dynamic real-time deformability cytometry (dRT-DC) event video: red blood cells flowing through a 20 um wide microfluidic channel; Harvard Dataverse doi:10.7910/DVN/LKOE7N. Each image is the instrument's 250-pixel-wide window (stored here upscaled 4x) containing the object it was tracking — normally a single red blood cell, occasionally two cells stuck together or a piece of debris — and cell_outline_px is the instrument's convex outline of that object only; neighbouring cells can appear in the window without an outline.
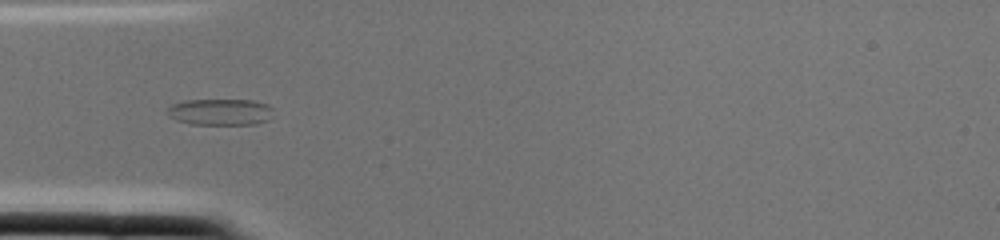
{"species": "common noctule bat (a hibernating species)", "species_latin": "Nyctalus noctula", "temperature_condition": "cold", "stored_images_in_passage": 2, "camera_frame_rate_fps": 3000, "um_per_image_px": 0.085, "animal": {"sex": "female", "body_mass_g": 22.0, "forearm_length_mm": 56.7}, "frame": {"image": 1, "passage_image": 2, "time_ms": 0.333, "image_size_px": [1000, 240], "cell_outline_px": [[272, 108], [268, 120], [256, 124], [188, 124], [176, 120], [168, 116], [168, 108], [172, 104], [184, 100], [252, 100], [268, 104]], "centroid_in_image_um": [18.7, 9.51], "position_along_channel_um": 66.3, "area_um2": 16.3}}